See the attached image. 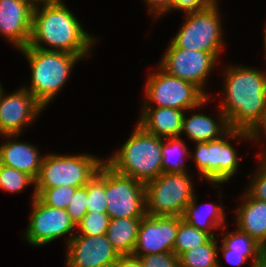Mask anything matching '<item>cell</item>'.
I'll list each match as a JSON object with an SVG mask.
<instances>
[{
  "mask_svg": "<svg viewBox=\"0 0 266 267\" xmlns=\"http://www.w3.org/2000/svg\"><path fill=\"white\" fill-rule=\"evenodd\" d=\"M95 41L94 37L85 32L63 0L35 3L31 37L27 46L46 51L68 52L83 59L90 57ZM42 44L48 45L49 48Z\"/></svg>",
  "mask_w": 266,
  "mask_h": 267,
  "instance_id": "cell-1",
  "label": "cell"
},
{
  "mask_svg": "<svg viewBox=\"0 0 266 267\" xmlns=\"http://www.w3.org/2000/svg\"><path fill=\"white\" fill-rule=\"evenodd\" d=\"M224 73L225 97L219 109L230 128L251 132L266 114V72L231 64Z\"/></svg>",
  "mask_w": 266,
  "mask_h": 267,
  "instance_id": "cell-2",
  "label": "cell"
},
{
  "mask_svg": "<svg viewBox=\"0 0 266 267\" xmlns=\"http://www.w3.org/2000/svg\"><path fill=\"white\" fill-rule=\"evenodd\" d=\"M28 60L31 70L30 87L24 86L45 108L67 83L76 62L81 57L63 51H46L31 46L19 50Z\"/></svg>",
  "mask_w": 266,
  "mask_h": 267,
  "instance_id": "cell-3",
  "label": "cell"
},
{
  "mask_svg": "<svg viewBox=\"0 0 266 267\" xmlns=\"http://www.w3.org/2000/svg\"><path fill=\"white\" fill-rule=\"evenodd\" d=\"M162 143L163 138L137 124L123 146L105 162L116 172L146 183L163 173Z\"/></svg>",
  "mask_w": 266,
  "mask_h": 267,
  "instance_id": "cell-4",
  "label": "cell"
},
{
  "mask_svg": "<svg viewBox=\"0 0 266 267\" xmlns=\"http://www.w3.org/2000/svg\"><path fill=\"white\" fill-rule=\"evenodd\" d=\"M251 140V132L230 128L224 135L208 142H196V148L191 159L198 169L201 179H206L209 183L220 188L222 183L229 182L238 172V153L229 139ZM228 139V140H227Z\"/></svg>",
  "mask_w": 266,
  "mask_h": 267,
  "instance_id": "cell-5",
  "label": "cell"
},
{
  "mask_svg": "<svg viewBox=\"0 0 266 267\" xmlns=\"http://www.w3.org/2000/svg\"><path fill=\"white\" fill-rule=\"evenodd\" d=\"M104 162V159L89 154H45L34 188L83 187L97 174Z\"/></svg>",
  "mask_w": 266,
  "mask_h": 267,
  "instance_id": "cell-6",
  "label": "cell"
},
{
  "mask_svg": "<svg viewBox=\"0 0 266 267\" xmlns=\"http://www.w3.org/2000/svg\"><path fill=\"white\" fill-rule=\"evenodd\" d=\"M217 0L208 7L186 12V20L167 48L221 53L224 46L222 21Z\"/></svg>",
  "mask_w": 266,
  "mask_h": 267,
  "instance_id": "cell-7",
  "label": "cell"
},
{
  "mask_svg": "<svg viewBox=\"0 0 266 267\" xmlns=\"http://www.w3.org/2000/svg\"><path fill=\"white\" fill-rule=\"evenodd\" d=\"M145 185L146 215L181 217L195 195L187 172L162 173Z\"/></svg>",
  "mask_w": 266,
  "mask_h": 267,
  "instance_id": "cell-8",
  "label": "cell"
},
{
  "mask_svg": "<svg viewBox=\"0 0 266 267\" xmlns=\"http://www.w3.org/2000/svg\"><path fill=\"white\" fill-rule=\"evenodd\" d=\"M158 71L150 74L145 82L143 106L170 107L189 111L201 108L209 102L197 86L168 74L159 65Z\"/></svg>",
  "mask_w": 266,
  "mask_h": 267,
  "instance_id": "cell-9",
  "label": "cell"
},
{
  "mask_svg": "<svg viewBox=\"0 0 266 267\" xmlns=\"http://www.w3.org/2000/svg\"><path fill=\"white\" fill-rule=\"evenodd\" d=\"M107 213L112 218H143L146 215L145 185L120 174L105 162Z\"/></svg>",
  "mask_w": 266,
  "mask_h": 267,
  "instance_id": "cell-10",
  "label": "cell"
},
{
  "mask_svg": "<svg viewBox=\"0 0 266 267\" xmlns=\"http://www.w3.org/2000/svg\"><path fill=\"white\" fill-rule=\"evenodd\" d=\"M30 220L23 238L31 246H43L69 235L66 244L77 233L76 225L66 209H58L44 204L33 191ZM72 233V234H70Z\"/></svg>",
  "mask_w": 266,
  "mask_h": 267,
  "instance_id": "cell-11",
  "label": "cell"
},
{
  "mask_svg": "<svg viewBox=\"0 0 266 267\" xmlns=\"http://www.w3.org/2000/svg\"><path fill=\"white\" fill-rule=\"evenodd\" d=\"M220 53H208L183 48H167L158 65L168 74L193 83L205 92L208 75L219 61Z\"/></svg>",
  "mask_w": 266,
  "mask_h": 267,
  "instance_id": "cell-12",
  "label": "cell"
},
{
  "mask_svg": "<svg viewBox=\"0 0 266 267\" xmlns=\"http://www.w3.org/2000/svg\"><path fill=\"white\" fill-rule=\"evenodd\" d=\"M45 107L24 87L0 97V136L20 135ZM26 125V126H25Z\"/></svg>",
  "mask_w": 266,
  "mask_h": 267,
  "instance_id": "cell-13",
  "label": "cell"
},
{
  "mask_svg": "<svg viewBox=\"0 0 266 267\" xmlns=\"http://www.w3.org/2000/svg\"><path fill=\"white\" fill-rule=\"evenodd\" d=\"M66 247V267H113L120 258L105 234L74 235Z\"/></svg>",
  "mask_w": 266,
  "mask_h": 267,
  "instance_id": "cell-14",
  "label": "cell"
},
{
  "mask_svg": "<svg viewBox=\"0 0 266 267\" xmlns=\"http://www.w3.org/2000/svg\"><path fill=\"white\" fill-rule=\"evenodd\" d=\"M177 232V216L145 215L141 219L132 256L173 252Z\"/></svg>",
  "mask_w": 266,
  "mask_h": 267,
  "instance_id": "cell-15",
  "label": "cell"
},
{
  "mask_svg": "<svg viewBox=\"0 0 266 267\" xmlns=\"http://www.w3.org/2000/svg\"><path fill=\"white\" fill-rule=\"evenodd\" d=\"M34 5L32 0H0V35L18 50L29 44Z\"/></svg>",
  "mask_w": 266,
  "mask_h": 267,
  "instance_id": "cell-16",
  "label": "cell"
},
{
  "mask_svg": "<svg viewBox=\"0 0 266 267\" xmlns=\"http://www.w3.org/2000/svg\"><path fill=\"white\" fill-rule=\"evenodd\" d=\"M19 136L16 134L0 136L7 139L0 144V164L25 172L35 180L44 156L40 155L39 149L34 144L17 141L16 138Z\"/></svg>",
  "mask_w": 266,
  "mask_h": 267,
  "instance_id": "cell-17",
  "label": "cell"
},
{
  "mask_svg": "<svg viewBox=\"0 0 266 267\" xmlns=\"http://www.w3.org/2000/svg\"><path fill=\"white\" fill-rule=\"evenodd\" d=\"M187 111L157 106H143L137 124L146 132L160 138H178Z\"/></svg>",
  "mask_w": 266,
  "mask_h": 267,
  "instance_id": "cell-18",
  "label": "cell"
},
{
  "mask_svg": "<svg viewBox=\"0 0 266 267\" xmlns=\"http://www.w3.org/2000/svg\"><path fill=\"white\" fill-rule=\"evenodd\" d=\"M241 205L236 210V226L249 234L266 249V202L242 194Z\"/></svg>",
  "mask_w": 266,
  "mask_h": 267,
  "instance_id": "cell-19",
  "label": "cell"
},
{
  "mask_svg": "<svg viewBox=\"0 0 266 267\" xmlns=\"http://www.w3.org/2000/svg\"><path fill=\"white\" fill-rule=\"evenodd\" d=\"M219 110L217 121L201 113H194L190 116L184 113L180 136L184 133L194 143L208 142L221 137L230 129V126L227 117L221 109Z\"/></svg>",
  "mask_w": 266,
  "mask_h": 267,
  "instance_id": "cell-20",
  "label": "cell"
},
{
  "mask_svg": "<svg viewBox=\"0 0 266 267\" xmlns=\"http://www.w3.org/2000/svg\"><path fill=\"white\" fill-rule=\"evenodd\" d=\"M142 218L110 219L106 237L120 256L132 255Z\"/></svg>",
  "mask_w": 266,
  "mask_h": 267,
  "instance_id": "cell-21",
  "label": "cell"
},
{
  "mask_svg": "<svg viewBox=\"0 0 266 267\" xmlns=\"http://www.w3.org/2000/svg\"><path fill=\"white\" fill-rule=\"evenodd\" d=\"M195 197L197 196L194 195L192 197L191 202L185 207V210L181 218L185 222L190 224L191 226H194L195 228L199 230L206 231L212 237H215V234L212 232V230L214 231V229L218 227L220 228V226L223 229L226 228L225 227L226 225H224L225 223L224 208L225 207L222 206L223 204L219 206V205H215L214 203H212L213 205L212 204L209 205L208 203L207 205H208L209 210H207L206 212L205 211L206 209L205 210L201 209L204 205H202L201 207L200 206L198 207V204L196 203L197 199Z\"/></svg>",
  "mask_w": 266,
  "mask_h": 267,
  "instance_id": "cell-22",
  "label": "cell"
},
{
  "mask_svg": "<svg viewBox=\"0 0 266 267\" xmlns=\"http://www.w3.org/2000/svg\"><path fill=\"white\" fill-rule=\"evenodd\" d=\"M161 152L163 173L188 172L185 158H190L191 154L181 137L163 139ZM184 156L186 157L183 158Z\"/></svg>",
  "mask_w": 266,
  "mask_h": 267,
  "instance_id": "cell-23",
  "label": "cell"
},
{
  "mask_svg": "<svg viewBox=\"0 0 266 267\" xmlns=\"http://www.w3.org/2000/svg\"><path fill=\"white\" fill-rule=\"evenodd\" d=\"M216 237H211L205 244L185 251L179 258V267H222L218 259Z\"/></svg>",
  "mask_w": 266,
  "mask_h": 267,
  "instance_id": "cell-24",
  "label": "cell"
},
{
  "mask_svg": "<svg viewBox=\"0 0 266 267\" xmlns=\"http://www.w3.org/2000/svg\"><path fill=\"white\" fill-rule=\"evenodd\" d=\"M226 233L227 235L221 238V244L227 249H231V252L243 253L247 259L251 258V262L256 260L266 250L249 234L242 232L238 228H236L235 232Z\"/></svg>",
  "mask_w": 266,
  "mask_h": 267,
  "instance_id": "cell-25",
  "label": "cell"
},
{
  "mask_svg": "<svg viewBox=\"0 0 266 267\" xmlns=\"http://www.w3.org/2000/svg\"><path fill=\"white\" fill-rule=\"evenodd\" d=\"M212 236L199 230L178 217V232L173 252L179 257L185 251L205 244Z\"/></svg>",
  "mask_w": 266,
  "mask_h": 267,
  "instance_id": "cell-26",
  "label": "cell"
},
{
  "mask_svg": "<svg viewBox=\"0 0 266 267\" xmlns=\"http://www.w3.org/2000/svg\"><path fill=\"white\" fill-rule=\"evenodd\" d=\"M87 212L107 213L105 196V162L97 174L87 183Z\"/></svg>",
  "mask_w": 266,
  "mask_h": 267,
  "instance_id": "cell-27",
  "label": "cell"
},
{
  "mask_svg": "<svg viewBox=\"0 0 266 267\" xmlns=\"http://www.w3.org/2000/svg\"><path fill=\"white\" fill-rule=\"evenodd\" d=\"M35 180L27 173L0 164V189L10 193H19Z\"/></svg>",
  "mask_w": 266,
  "mask_h": 267,
  "instance_id": "cell-28",
  "label": "cell"
},
{
  "mask_svg": "<svg viewBox=\"0 0 266 267\" xmlns=\"http://www.w3.org/2000/svg\"><path fill=\"white\" fill-rule=\"evenodd\" d=\"M76 189L71 186H58L52 188H34V191L37 197L47 206L67 209Z\"/></svg>",
  "mask_w": 266,
  "mask_h": 267,
  "instance_id": "cell-29",
  "label": "cell"
},
{
  "mask_svg": "<svg viewBox=\"0 0 266 267\" xmlns=\"http://www.w3.org/2000/svg\"><path fill=\"white\" fill-rule=\"evenodd\" d=\"M110 217L108 213L87 212L83 219L76 225L75 235L100 236L106 234Z\"/></svg>",
  "mask_w": 266,
  "mask_h": 267,
  "instance_id": "cell-30",
  "label": "cell"
},
{
  "mask_svg": "<svg viewBox=\"0 0 266 267\" xmlns=\"http://www.w3.org/2000/svg\"><path fill=\"white\" fill-rule=\"evenodd\" d=\"M87 184L75 190L67 207V213L71 220L77 225L87 213Z\"/></svg>",
  "mask_w": 266,
  "mask_h": 267,
  "instance_id": "cell-31",
  "label": "cell"
},
{
  "mask_svg": "<svg viewBox=\"0 0 266 267\" xmlns=\"http://www.w3.org/2000/svg\"><path fill=\"white\" fill-rule=\"evenodd\" d=\"M259 165L252 176L251 183L247 186V193L254 199L266 202V160L259 159Z\"/></svg>",
  "mask_w": 266,
  "mask_h": 267,
  "instance_id": "cell-32",
  "label": "cell"
},
{
  "mask_svg": "<svg viewBox=\"0 0 266 267\" xmlns=\"http://www.w3.org/2000/svg\"><path fill=\"white\" fill-rule=\"evenodd\" d=\"M134 257L139 258L143 267H179V258L174 252L154 253Z\"/></svg>",
  "mask_w": 266,
  "mask_h": 267,
  "instance_id": "cell-33",
  "label": "cell"
},
{
  "mask_svg": "<svg viewBox=\"0 0 266 267\" xmlns=\"http://www.w3.org/2000/svg\"><path fill=\"white\" fill-rule=\"evenodd\" d=\"M146 4L149 6L148 13L154 14L155 19L164 15L165 13L172 11L174 9V1L173 0H144Z\"/></svg>",
  "mask_w": 266,
  "mask_h": 267,
  "instance_id": "cell-34",
  "label": "cell"
},
{
  "mask_svg": "<svg viewBox=\"0 0 266 267\" xmlns=\"http://www.w3.org/2000/svg\"><path fill=\"white\" fill-rule=\"evenodd\" d=\"M174 10L183 12L198 11L208 7L215 0H173Z\"/></svg>",
  "mask_w": 266,
  "mask_h": 267,
  "instance_id": "cell-35",
  "label": "cell"
},
{
  "mask_svg": "<svg viewBox=\"0 0 266 267\" xmlns=\"http://www.w3.org/2000/svg\"><path fill=\"white\" fill-rule=\"evenodd\" d=\"M218 251L223 252V257L233 266L239 267L248 261L243 253L231 252V249H227L223 244L218 246Z\"/></svg>",
  "mask_w": 266,
  "mask_h": 267,
  "instance_id": "cell-36",
  "label": "cell"
},
{
  "mask_svg": "<svg viewBox=\"0 0 266 267\" xmlns=\"http://www.w3.org/2000/svg\"><path fill=\"white\" fill-rule=\"evenodd\" d=\"M261 133H262V136H261ZM260 137L266 138V114L264 115L262 120L251 130V141L255 140V142H257L261 139ZM260 153H259L260 157L258 158L266 160V147L264 148L263 153L262 152Z\"/></svg>",
  "mask_w": 266,
  "mask_h": 267,
  "instance_id": "cell-37",
  "label": "cell"
},
{
  "mask_svg": "<svg viewBox=\"0 0 266 267\" xmlns=\"http://www.w3.org/2000/svg\"><path fill=\"white\" fill-rule=\"evenodd\" d=\"M113 267H143L139 258L132 255L120 256Z\"/></svg>",
  "mask_w": 266,
  "mask_h": 267,
  "instance_id": "cell-38",
  "label": "cell"
},
{
  "mask_svg": "<svg viewBox=\"0 0 266 267\" xmlns=\"http://www.w3.org/2000/svg\"><path fill=\"white\" fill-rule=\"evenodd\" d=\"M250 263V267H266V250L256 260Z\"/></svg>",
  "mask_w": 266,
  "mask_h": 267,
  "instance_id": "cell-39",
  "label": "cell"
},
{
  "mask_svg": "<svg viewBox=\"0 0 266 267\" xmlns=\"http://www.w3.org/2000/svg\"><path fill=\"white\" fill-rule=\"evenodd\" d=\"M264 48H265V58H266V25H265V30H264Z\"/></svg>",
  "mask_w": 266,
  "mask_h": 267,
  "instance_id": "cell-40",
  "label": "cell"
},
{
  "mask_svg": "<svg viewBox=\"0 0 266 267\" xmlns=\"http://www.w3.org/2000/svg\"><path fill=\"white\" fill-rule=\"evenodd\" d=\"M34 3H38V2H44V1H51V0H32Z\"/></svg>",
  "mask_w": 266,
  "mask_h": 267,
  "instance_id": "cell-41",
  "label": "cell"
},
{
  "mask_svg": "<svg viewBox=\"0 0 266 267\" xmlns=\"http://www.w3.org/2000/svg\"><path fill=\"white\" fill-rule=\"evenodd\" d=\"M3 91H4V90H3L2 85H1V83H0V97H1V94H2Z\"/></svg>",
  "mask_w": 266,
  "mask_h": 267,
  "instance_id": "cell-42",
  "label": "cell"
}]
</instances>
